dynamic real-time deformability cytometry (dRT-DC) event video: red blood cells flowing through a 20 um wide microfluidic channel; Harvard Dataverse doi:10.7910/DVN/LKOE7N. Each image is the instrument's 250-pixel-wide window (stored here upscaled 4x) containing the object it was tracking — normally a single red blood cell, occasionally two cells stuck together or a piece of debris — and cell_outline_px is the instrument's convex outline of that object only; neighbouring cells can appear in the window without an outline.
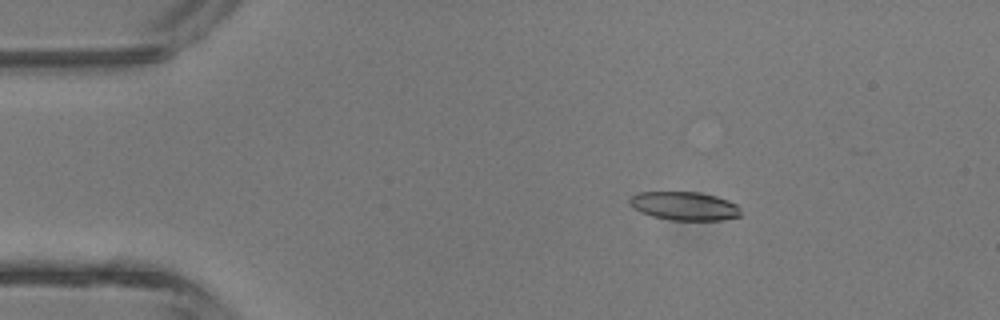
{"species": "common noctule bat (a hibernating species)", "species_latin": "Nyctalus noctula", "temperature_condition": "room temperature", "stored_images_in_passage": 3, "camera_frame_rate_fps": 3000, "um_per_image_px": 0.085, "animal": {"sex": "male", "body_mass_g": 13.3}, "frame": {"image": 1, "passage_image": 2, "time_ms": 1.333, "image_size_px": [1000, 320], "cell_outline_px": [[740, 216], [724, 220], [672, 220], [652, 216], [640, 212], [632, 208], [628, 204], [628, 200], [632, 196], [640, 192], [700, 192], [716, 196], [728, 200], [736, 204], [740, 208]], "centroid_in_image_um": [58.16, 17.51], "position_along_channel_um": 26.8, "area_um2": 18.61}}
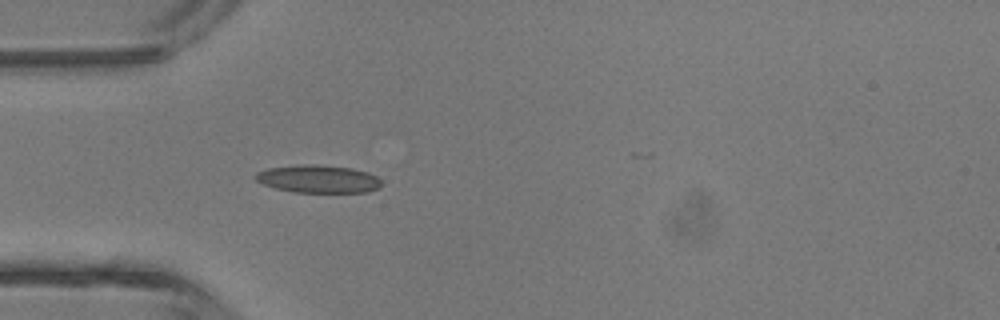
{"frame": {"image": 2, "passage_image": 3, "time_ms": 3.333, "image_size_px": [1000, 320], "cell_outline_px": [[380, 188], [368, 192], [292, 192], [276, 188], [264, 184], [256, 180], [252, 176], [256, 172], [268, 168], [296, 164], [316, 164], [352, 168], [368, 172], [376, 176], [380, 180]], "centroid_in_image_um": [27.03, 15.2], "position_along_channel_um": 58.0, "area_um2": 20.58}}